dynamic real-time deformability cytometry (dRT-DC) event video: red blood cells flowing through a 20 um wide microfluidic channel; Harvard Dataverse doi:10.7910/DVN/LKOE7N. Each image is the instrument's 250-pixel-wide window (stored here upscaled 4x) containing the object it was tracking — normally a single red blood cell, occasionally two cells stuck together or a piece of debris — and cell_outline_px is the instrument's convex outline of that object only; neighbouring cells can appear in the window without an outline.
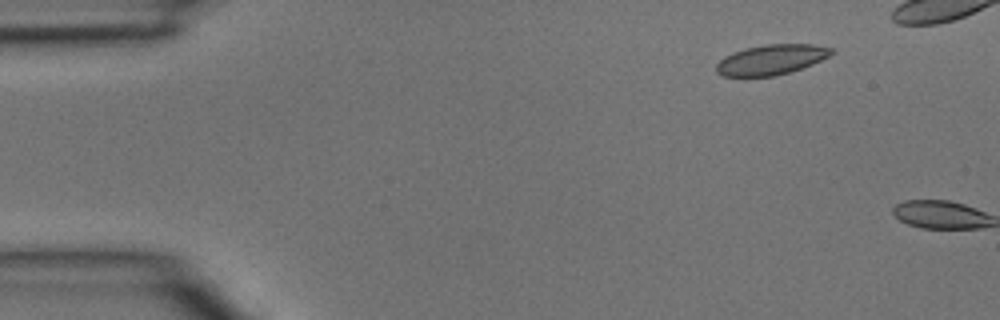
{"species": "common noctule bat (a hibernating species)", "species_latin": "Nyctalus noctula", "temperature_condition": "room temperature", "stored_images_in_passage": 3, "camera_frame_rate_fps": 3000, "um_per_image_px": 0.085, "animal": {"sex": "male", "body_mass_g": 15.6}, "frame": {"image": 1, "passage_image": 2, "time_ms": 0.333, "image_size_px": [1000, 320], "cell_outline_px": [[836, 52], [812, 64], [788, 72], [772, 76], [720, 76], [716, 72], [716, 64], [724, 56], [732, 52], [744, 48], [764, 44], [812, 44], [832, 48]], "centroid_in_image_um": [65.52, 5.06], "position_along_channel_um": 19.5, "area_um2": 20.17}}